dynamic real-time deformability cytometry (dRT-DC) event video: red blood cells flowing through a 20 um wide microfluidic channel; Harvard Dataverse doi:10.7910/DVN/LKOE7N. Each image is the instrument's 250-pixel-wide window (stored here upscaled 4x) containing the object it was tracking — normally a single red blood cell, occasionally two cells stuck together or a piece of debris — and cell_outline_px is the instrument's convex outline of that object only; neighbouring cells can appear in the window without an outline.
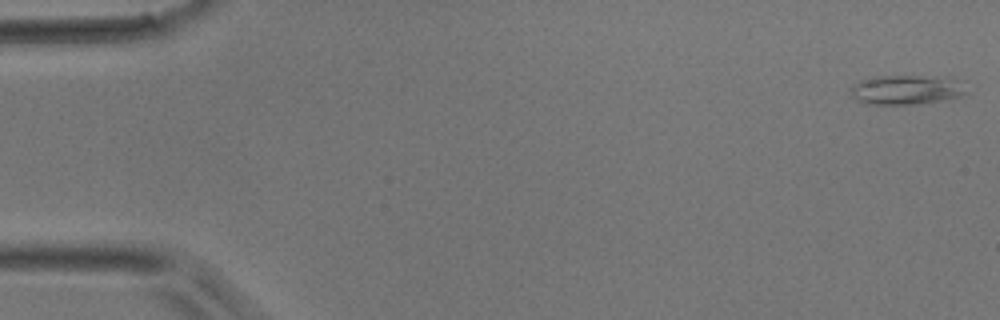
{"species": "common noctule bat (a hibernating species)", "species_latin": "Nyctalus noctula", "temperature_condition": "room temperature", "stored_images_in_passage": 46, "camera_frame_rate_fps": 3000, "um_per_image_px": 0.085, "animal": {"sex": "male", "body_mass_g": 17.9}, "frame": {"image": 1, "passage_image": 1, "time_ms": 0.0, "image_size_px": [1000, 320], "cell_outline_px": [[968, 92], [960, 96], [920, 104], [868, 104], [856, 100], [852, 96], [852, 84], [860, 80], [876, 76], [948, 76], [960, 80]], "centroid_in_image_um": [77.07, 7.61], "position_along_channel_um": 7.9, "area_um2": 20.06}}
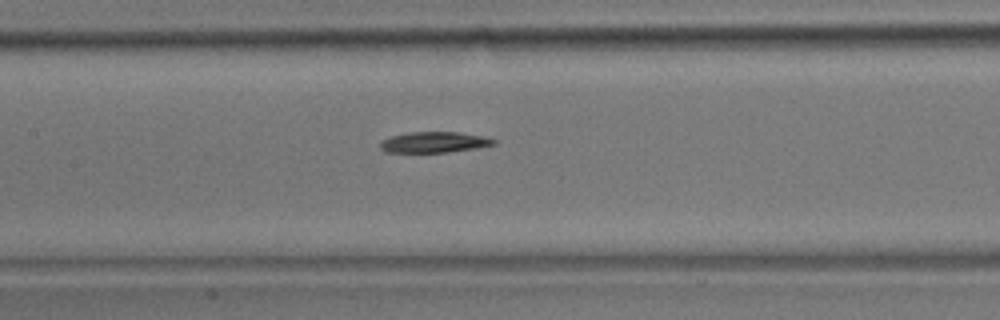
{"frame": {"image": 2, "passage_image": 23, "time_ms": 7.333, "image_size_px": [1000, 320], "cell_outline_px": [[496, 144], [476, 148], [448, 152], [384, 152], [380, 148], [380, 140], [392, 136], [408, 132], [460, 132], [484, 136], [496, 140]], "centroid_in_image_um": [36.89, 12.08], "position_along_channel_um": 170.5, "area_um2": 13.81}}
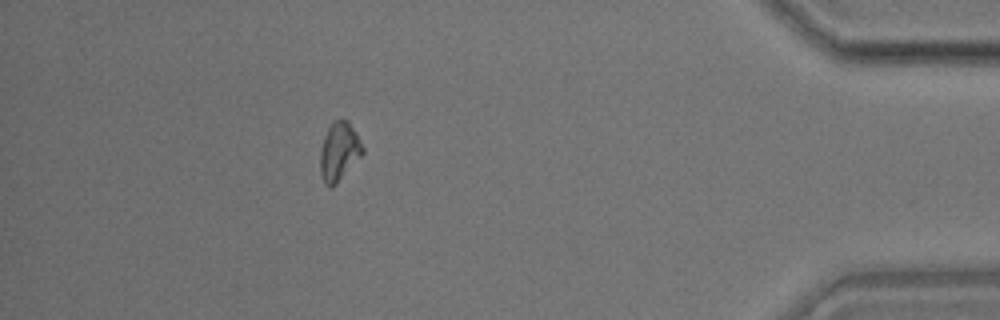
{"frame": {"image": 3, "passage_image": 44, "time_ms": 14.333, "image_size_px": [1000, 320], "cell_outline_px": [[364, 152], [336, 184], [332, 188], [328, 188], [324, 184], [320, 176], [320, 152], [324, 136], [332, 120], [348, 120], [356, 132], [364, 148]], "centroid_in_image_um": [28.8, 12.9], "position_along_channel_um": 406.4, "area_um2": 14.57}}